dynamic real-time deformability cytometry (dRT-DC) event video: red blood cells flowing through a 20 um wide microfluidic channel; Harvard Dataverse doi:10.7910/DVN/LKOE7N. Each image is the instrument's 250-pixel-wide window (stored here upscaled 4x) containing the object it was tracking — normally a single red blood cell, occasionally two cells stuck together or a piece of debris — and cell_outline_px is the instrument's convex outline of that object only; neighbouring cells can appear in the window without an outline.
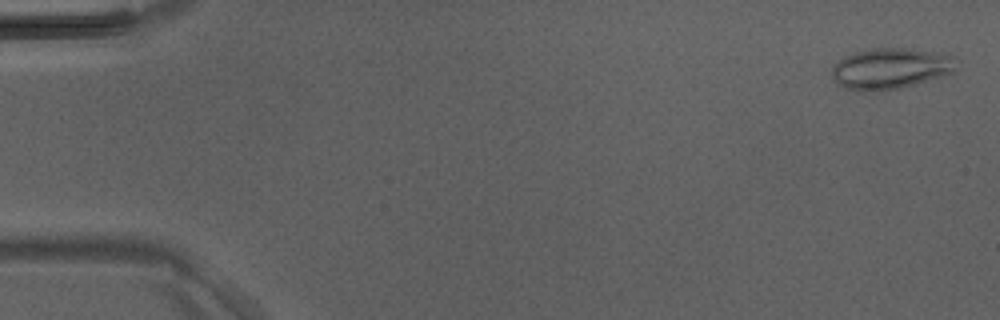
{"species": "Egyptian fruit bat (a non-hibernating species)", "species_latin": "Rousettus aegyptiacus", "temperature_condition": "room temperature", "stored_images_in_passage": 46, "camera_frame_rate_fps": 3000, "um_per_image_px": 0.085, "animal": {"sex": "male"}, "frame": {"image": 1, "passage_image": 2, "time_ms": 0.333, "image_size_px": [1000, 320], "cell_outline_px": [[952, 72], [940, 76], [900, 88], [864, 92], [844, 88], [836, 84], [832, 80], [832, 68], [844, 56], [852, 52], [872, 48], [904, 48], [932, 52], [952, 56]], "centroid_in_image_um": [75.55, 5.83], "position_along_channel_um": 9.5, "area_um2": 29.13}}
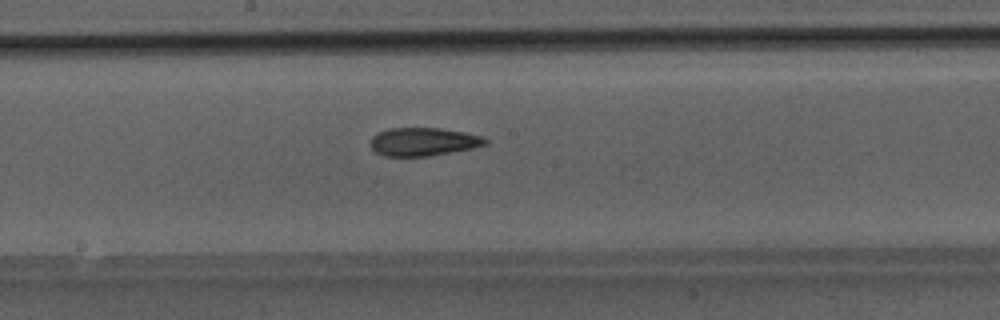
{"frame": {"image": 2, "passage_image": 25, "time_ms": 8.0, "image_size_px": [1000, 320], "cell_outline_px": [[488, 144], [472, 148], [428, 156], [384, 156], [376, 152], [372, 148], [372, 136], [376, 132], [388, 128], [440, 128], [464, 132], [484, 136], [488, 140]], "centroid_in_image_um": [35.99, 12.04], "position_along_channel_um": 212.2, "area_um2": 18.9}}
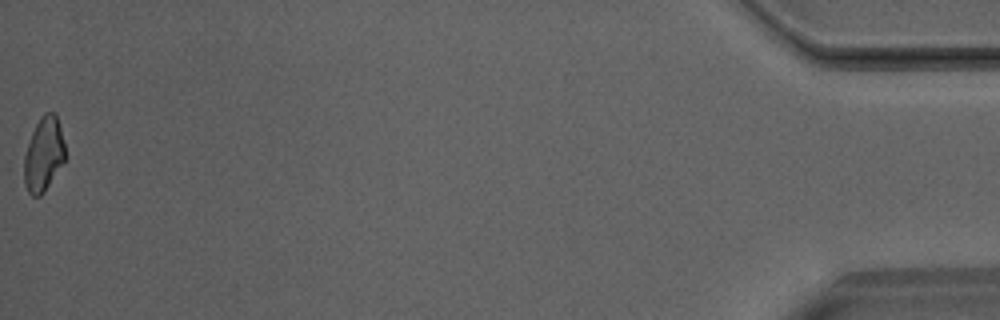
{"frame": {"image": 3, "passage_image": 46, "time_ms": 15.0, "image_size_px": [1000, 320], "cell_outline_px": [[64, 160], [44, 192], [40, 196], [32, 196], [28, 192], [24, 184], [24, 156], [32, 132], [40, 116], [44, 112], [56, 112], [64, 144]], "centroid_in_image_um": [3.69, 13.1], "position_along_channel_um": 431.5, "area_um2": 17.51}}